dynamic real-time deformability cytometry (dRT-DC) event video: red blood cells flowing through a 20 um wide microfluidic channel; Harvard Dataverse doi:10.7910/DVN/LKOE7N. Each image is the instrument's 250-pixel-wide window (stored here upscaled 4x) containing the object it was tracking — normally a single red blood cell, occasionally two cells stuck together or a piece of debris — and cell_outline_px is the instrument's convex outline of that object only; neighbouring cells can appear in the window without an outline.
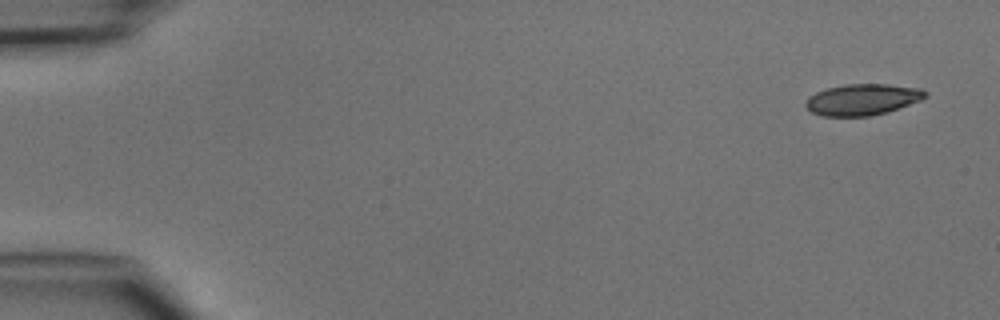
{"species": "common noctule bat (a hibernating species)", "species_latin": "Nyctalus noctula", "temperature_condition": "cold", "stored_images_in_passage": 6, "camera_frame_rate_fps": 3000, "um_per_image_px": 0.085, "animal": {"sex": "male", "body_mass_g": 15.6}, "frame": {"image": 1, "passage_image": 1, "time_ms": 0.0, "image_size_px": [1000, 320], "cell_outline_px": [[928, 96], [920, 100], [900, 108], [868, 116], [820, 116], [812, 112], [804, 104], [808, 96], [816, 92], [828, 88], [844, 84], [888, 84], [920, 88], [928, 92]], "centroid_in_image_um": [73.31, 8.45], "position_along_channel_um": 11.7, "area_um2": 21.79}}